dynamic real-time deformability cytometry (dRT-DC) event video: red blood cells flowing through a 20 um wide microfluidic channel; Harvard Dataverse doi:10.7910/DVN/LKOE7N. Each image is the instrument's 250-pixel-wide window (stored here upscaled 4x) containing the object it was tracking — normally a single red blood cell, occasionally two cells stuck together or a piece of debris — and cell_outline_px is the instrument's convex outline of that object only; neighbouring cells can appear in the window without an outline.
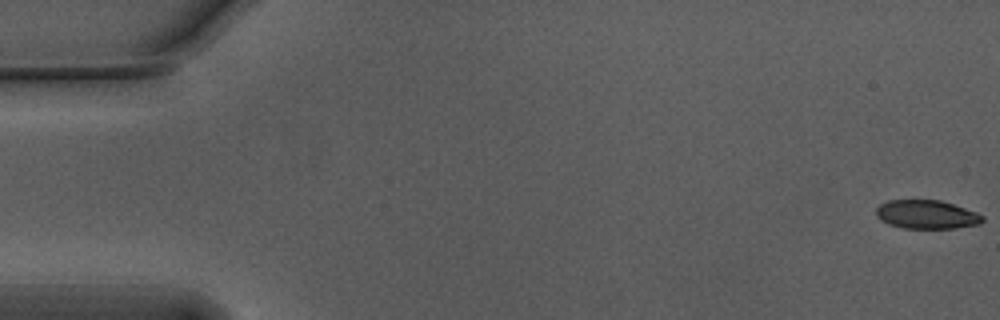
{"species": "Egyptian fruit bat (a non-hibernating species)", "species_latin": "Rousettus aegyptiacus", "temperature_condition": "warm", "stored_images_in_passage": 56, "camera_frame_rate_fps": 3000, "um_per_image_px": 0.085, "animal": {"sex": "male"}, "frame": {"image": 1, "passage_image": 1, "time_ms": 0.0, "image_size_px": [1000, 320], "cell_outline_px": [[984, 220], [980, 224], [956, 228], [904, 228], [888, 224], [880, 220], [876, 216], [876, 208], [880, 204], [888, 200], [940, 200], [976, 212], [984, 216]], "centroid_in_image_um": [78.75, 18.23], "position_along_channel_um": 6.3, "area_um2": 17.8}}
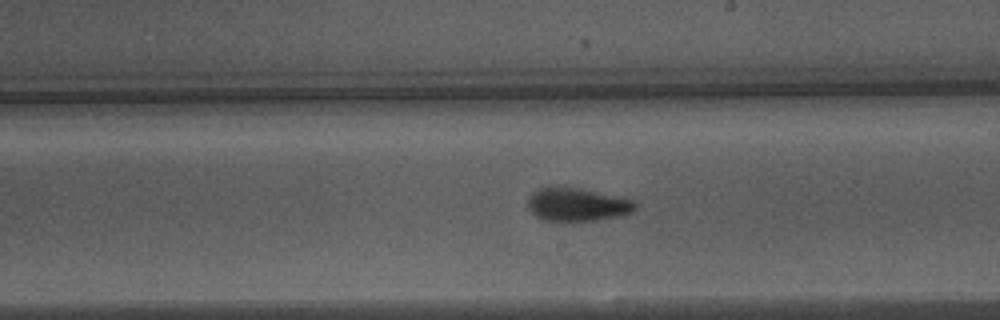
{"frame": {"image": 2, "passage_image": 32, "time_ms": 10.333, "image_size_px": [1000, 320], "cell_outline_px": [[636, 208], [632, 212], [624, 216], [592, 220], [544, 220], [536, 216], [528, 208], [528, 196], [536, 188], [556, 184], [636, 200]], "centroid_in_image_um": [49.03, 17.35], "position_along_channel_um": 240.0, "area_um2": 21.04}}
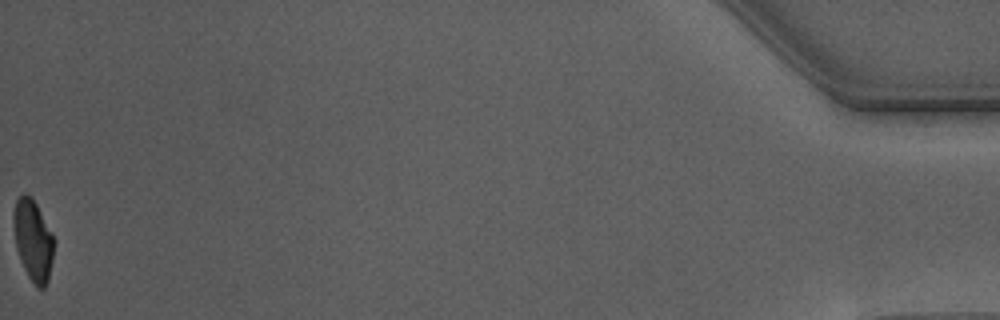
{"frame": {"image": 3, "passage_image": 56, "time_ms": 18.333, "image_size_px": [1000, 320], "cell_outline_px": [[56, 240], [48, 280], [44, 288], [36, 288], [28, 276], [20, 260], [16, 248], [12, 220], [12, 212], [16, 200], [24, 192], [32, 196]], "centroid_in_image_um": [2.8, 20.4], "position_along_channel_um": 432.4, "area_um2": 19.48}, "authors_computed_cell_mechanics": {"area_um2": 20.3456, "velocity_mm_per_s": 3.7463, "shape_relaxation_time_tau1_ms": 3.5606, "shape_relaxation_time_tau2_ms": 1.5806, "deformation_change_tau1": 0.1535, "deformation_change_tau2": 0.0797}}